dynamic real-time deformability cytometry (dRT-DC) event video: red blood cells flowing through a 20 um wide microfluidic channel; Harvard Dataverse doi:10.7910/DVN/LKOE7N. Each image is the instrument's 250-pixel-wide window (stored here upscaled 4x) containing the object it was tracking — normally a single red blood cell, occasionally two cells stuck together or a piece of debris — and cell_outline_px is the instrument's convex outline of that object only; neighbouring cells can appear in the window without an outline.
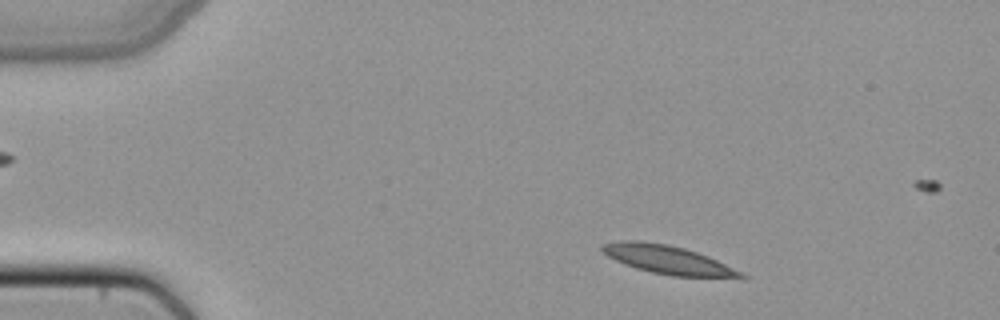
{"species": "common noctule bat (a hibernating species)", "species_latin": "Nyctalus noctula", "temperature_condition": "cold", "stored_images_in_passage": 46, "camera_frame_rate_fps": 3000, "um_per_image_px": 0.085, "animal": {"sex": "female", "body_mass_g": 22.7, "forearm_length_mm": 54.2}, "frame": {"image": 1, "passage_image": 3, "time_ms": 0.667, "image_size_px": [1000, 320], "cell_outline_px": [[748, 276], [672, 276], [652, 272], [636, 268], [624, 264], [608, 256], [600, 248], [600, 244], [620, 240], [640, 240], [668, 244], [684, 248], [708, 256]], "centroid_in_image_um": [56.61, 22.03], "position_along_channel_um": 28.4, "area_um2": 22.43}}
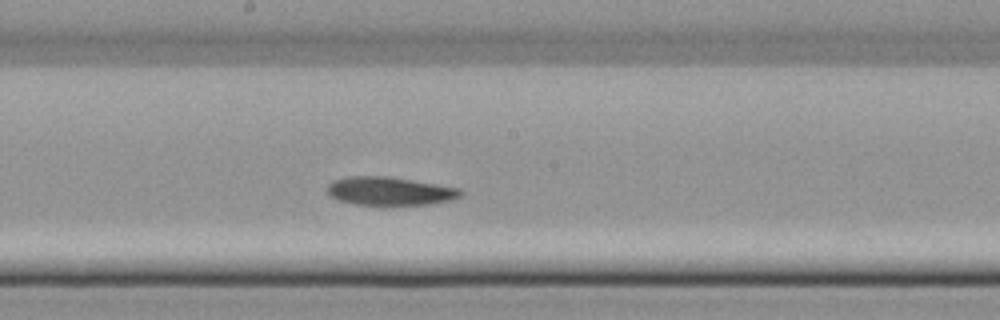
{"frame": {"image": 2, "passage_image": 22, "time_ms": 7.0, "image_size_px": [1000, 320], "cell_outline_px": [[464, 192], [460, 196], [448, 200], [428, 204], [388, 208], [356, 204], [340, 200], [332, 196], [324, 188], [332, 180], [348, 176], [388, 176], [460, 188]], "centroid_in_image_um": [33.1, 16.27], "position_along_channel_um": 215.1, "area_um2": 22.77}}
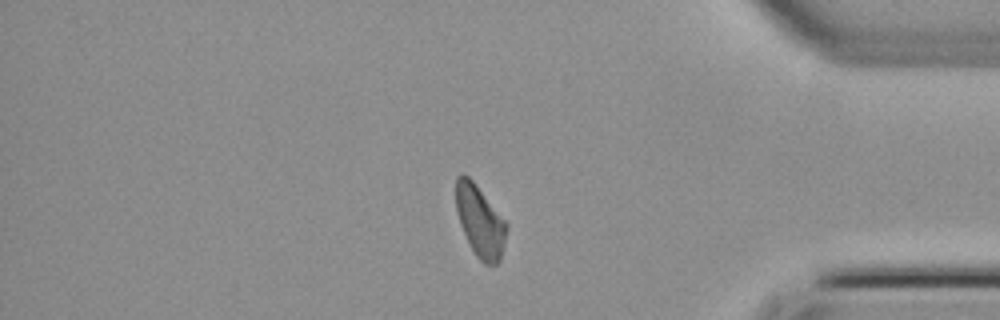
{"frame": {"image": 3, "passage_image": 37, "time_ms": 12.0, "image_size_px": [1000, 320], "cell_outline_px": [[508, 228], [500, 260], [496, 264], [484, 264], [476, 256], [460, 224], [456, 212], [456, 176], [460, 172], [464, 172], [472, 180], [508, 224]], "centroid_in_image_um": [40.79, 18.78], "position_along_channel_um": 394.4, "area_um2": 20.92}}